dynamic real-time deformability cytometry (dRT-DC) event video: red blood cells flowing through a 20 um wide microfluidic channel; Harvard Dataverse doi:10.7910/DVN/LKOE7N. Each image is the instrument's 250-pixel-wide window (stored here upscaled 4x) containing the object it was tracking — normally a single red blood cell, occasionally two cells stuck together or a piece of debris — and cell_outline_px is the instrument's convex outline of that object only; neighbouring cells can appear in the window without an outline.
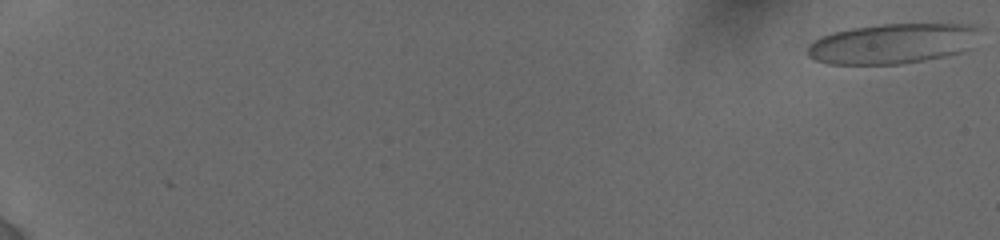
{"species": "human", "species_latin": "Homo sapiens", "temperature_condition": "cold", "stored_images_in_passage": 45, "camera_frame_rate_fps": 3000, "um_per_image_px": 0.085, "donor": {"sex": "female"}, "frame": {"image": 1, "passage_image": 1, "time_ms": 0.0, "image_size_px": [1000, 240], "cell_outline_px": [[980, 28], [960, 52], [944, 56], [900, 64], [828, 64], [816, 60], [808, 56], [808, 48], [816, 40], [824, 36], [836, 32], [852, 28], [880, 24], [972, 24]], "centroid_in_image_um": [75.79, 3.7], "position_along_channel_um": 9.2, "area_um2": 39.25}}
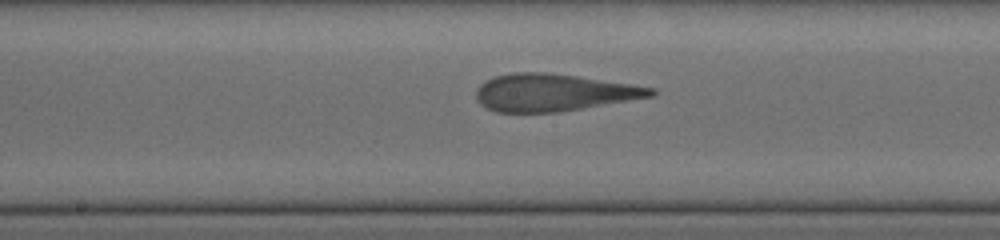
{"frame": {"image": 2, "passage_image": 26, "time_ms": 11.0, "image_size_px": [1000, 240], "cell_outline_px": [[656, 92], [652, 96], [556, 112], [496, 112], [480, 104], [476, 100], [476, 88], [480, 84], [496, 76], [512, 72], [544, 72], [576, 76], [656, 88]], "centroid_in_image_um": [46.99, 7.86], "position_along_channel_um": 201.2, "area_um2": 37.4}}
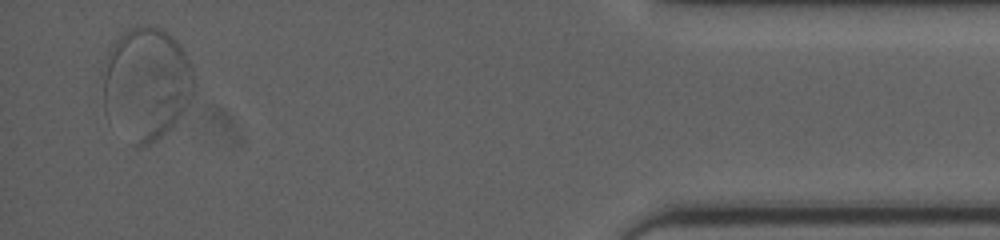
{"frame": {"image": 3, "passage_image": 45, "time_ms": 18.333, "image_size_px": [1000, 240], "cell_outline_px": [[192, 92], [184, 108], [172, 128], [156, 140], [148, 144], [136, 148], [132, 144], [104, 112], [100, 72], [108, 48], [128, 28], [140, 24], [156, 24], [172, 36], [180, 44], [184, 52], [192, 72]], "centroid_in_image_um": [12.35, 7.06], "position_along_channel_um": 422.8, "area_um2": 60.4}}